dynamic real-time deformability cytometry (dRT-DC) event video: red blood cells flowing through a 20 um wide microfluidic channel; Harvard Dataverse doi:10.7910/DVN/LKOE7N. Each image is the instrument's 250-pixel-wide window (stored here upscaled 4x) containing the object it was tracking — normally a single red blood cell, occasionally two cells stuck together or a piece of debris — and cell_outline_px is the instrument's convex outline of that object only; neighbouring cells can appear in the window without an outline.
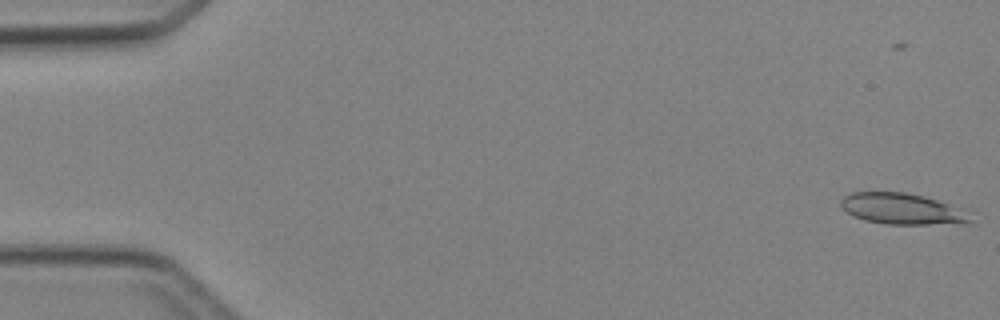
{"species": "Egyptian fruit bat (a non-hibernating species)", "species_latin": "Rousettus aegyptiacus", "temperature_condition": "cold", "stored_images_in_passage": 5, "camera_frame_rate_fps": 3000, "um_per_image_px": 0.085, "animal": {"sex": "female"}, "frame": {"image": 1, "passage_image": 1, "time_ms": 0.0, "image_size_px": [1000, 320], "cell_outline_px": [[972, 220], [968, 224], [884, 224], [864, 220], [848, 212], [840, 204], [840, 200], [844, 196], [852, 192], [904, 192], [924, 196], [948, 204]], "centroid_in_image_um": [76.6, 17.75], "position_along_channel_um": 8.4, "area_um2": 22.89}}
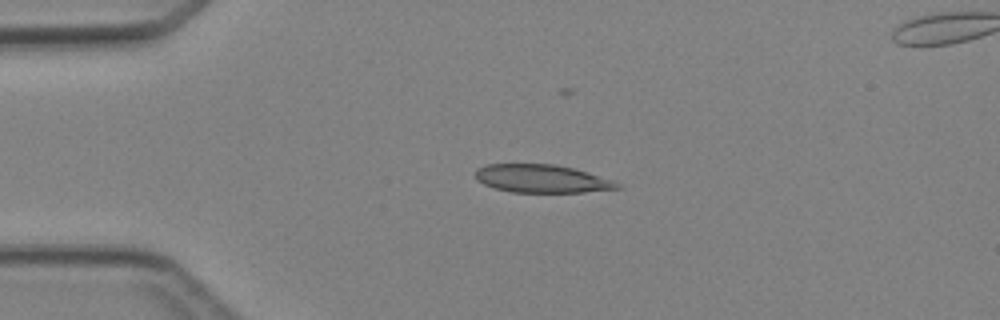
{"frame": {"image": 2, "passage_image": 3, "time_ms": 3.333, "image_size_px": [1000, 320], "cell_outline_px": [[624, 188], [584, 192], [512, 192], [496, 188], [484, 184], [476, 180], [476, 168], [484, 164], [556, 164], [588, 172], [612, 180], [620, 184]], "centroid_in_image_um": [46.05, 15.18], "position_along_channel_um": 38.9, "area_um2": 23.24}}